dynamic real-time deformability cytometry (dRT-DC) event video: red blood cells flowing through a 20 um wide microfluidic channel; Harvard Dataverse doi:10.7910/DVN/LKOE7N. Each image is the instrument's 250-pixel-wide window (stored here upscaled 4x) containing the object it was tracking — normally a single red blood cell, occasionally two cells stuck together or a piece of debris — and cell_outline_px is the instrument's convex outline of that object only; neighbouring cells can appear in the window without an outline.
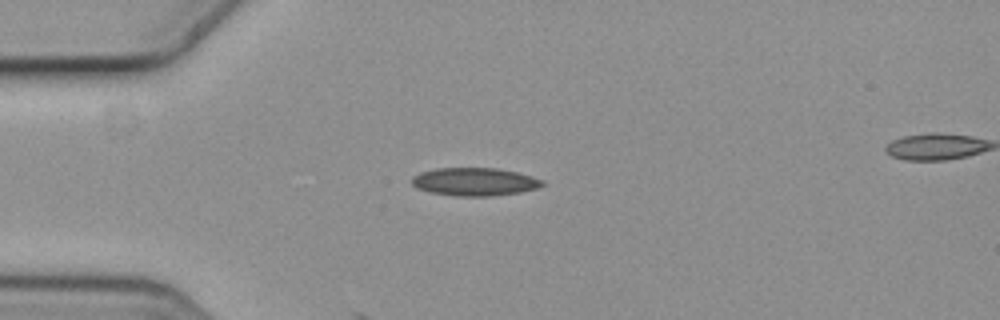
{"species": "common noctule bat (a hibernating species)", "species_latin": "Nyctalus noctula", "temperature_condition": "cold", "stored_images_in_passage": 4, "camera_frame_rate_fps": 3000, "um_per_image_px": 0.085, "animal": {"sex": "female", "body_mass_g": 19.3, "forearm_length_mm": 54.1}, "frame": {"image": 1, "passage_image": 1, "time_ms": 0.0, "image_size_px": [1000, 320], "cell_outline_px": [[544, 184], [536, 188], [520, 192], [492, 196], [456, 196], [432, 192], [416, 188], [412, 184], [412, 176], [420, 172], [436, 168], [496, 168], [516, 172], [532, 176], [544, 180]], "centroid_in_image_um": [40.33, 15.44], "position_along_channel_um": 44.7, "area_um2": 21.27}}
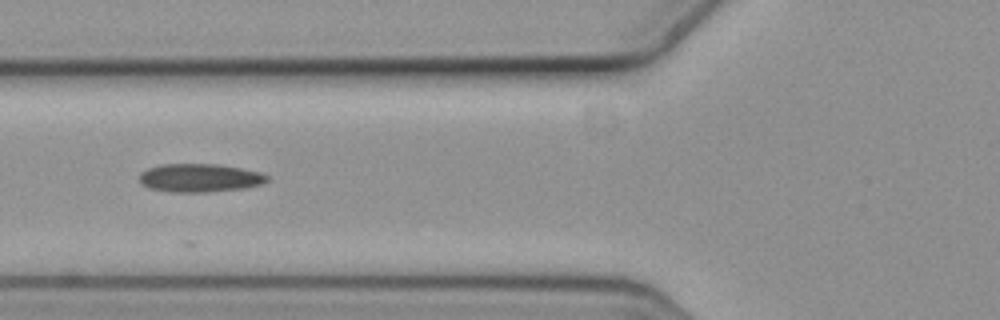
{"frame": {"image": 2, "passage_image": 3, "time_ms": 0.667, "image_size_px": [1000, 320], "cell_outline_px": [[268, 180], [260, 184], [244, 188], [208, 192], [172, 192], [148, 188], [140, 184], [140, 172], [148, 168], [160, 164], [216, 164], [240, 168], [260, 172], [268, 176]], "centroid_in_image_um": [16.93, 15.12], "position_along_channel_um": 108.9, "area_um2": 21.1}}